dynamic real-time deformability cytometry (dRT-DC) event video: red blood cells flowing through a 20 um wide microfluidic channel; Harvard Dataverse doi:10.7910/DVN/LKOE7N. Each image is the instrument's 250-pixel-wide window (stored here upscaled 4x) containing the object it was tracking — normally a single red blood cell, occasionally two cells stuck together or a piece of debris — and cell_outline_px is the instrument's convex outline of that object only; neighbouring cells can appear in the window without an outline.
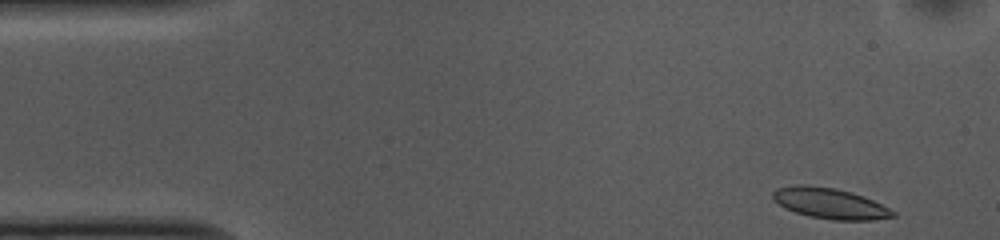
{"species": "common noctule bat (a hibernating species)", "species_latin": "Nyctalus noctula", "temperature_condition": "cold", "stored_images_in_passage": 50, "camera_frame_rate_fps": 3000, "um_per_image_px": 0.085, "animal": {"sex": "female", "body_mass_g": 10.0, "forearm_length_mm": 53.1}, "frame": {"image": 1, "passage_image": 1, "time_ms": 0.0, "image_size_px": [1000, 240], "cell_outline_px": [[896, 216], [872, 220], [832, 220], [808, 216], [784, 208], [772, 200], [772, 192], [776, 188], [796, 184], [808, 184], [836, 188], [852, 192], [864, 196], [896, 212]], "centroid_in_image_um": [70.49, 17.27], "position_along_channel_um": 14.5, "area_um2": 21.73}}
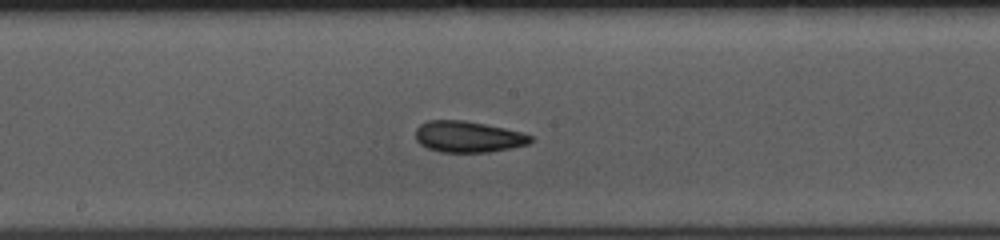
{"frame": {"image": 2, "passage_image": 24, "time_ms": 7.667, "image_size_px": [1000, 240], "cell_outline_px": [[532, 140], [528, 144], [512, 148], [488, 152], [440, 152], [428, 148], [420, 144], [416, 140], [416, 128], [420, 124], [428, 120], [464, 120], [504, 128], [520, 132], [532, 136]], "centroid_in_image_um": [39.76, 11.62], "position_along_channel_um": 208.4, "area_um2": 20.87}}
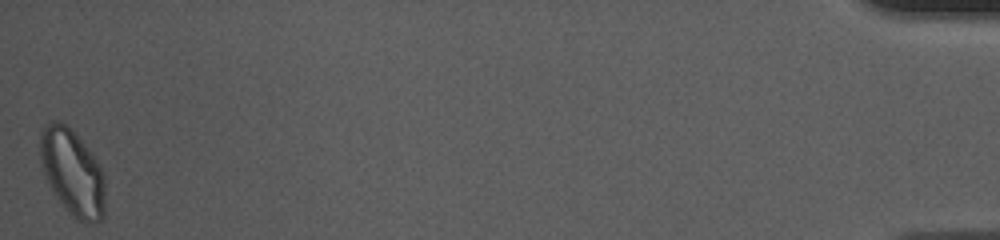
{"frame": {"image": 3, "passage_image": 50, "time_ms": 16.333, "image_size_px": [1000, 240], "cell_outline_px": [[104, 216], [96, 224], [84, 224], [76, 220], [60, 204], [44, 176], [40, 160], [40, 132], [48, 124], [56, 120], [60, 120], [84, 144], [100, 164], [104, 176]], "centroid_in_image_um": [6.16, 14.73], "position_along_channel_um": 429.0, "area_um2": 32.77}, "authors_computed_cell_mechanics": {"area_um2": 21.2415, "velocity_mm_per_s": 3.6913, "shape_relaxation_time_tau1_ms": 3.4668, "shape_relaxation_time_tau2_ms": 2.3392, "deformation_change_tau1": 0.1291, "deformation_change_tau2": 0.0995}}